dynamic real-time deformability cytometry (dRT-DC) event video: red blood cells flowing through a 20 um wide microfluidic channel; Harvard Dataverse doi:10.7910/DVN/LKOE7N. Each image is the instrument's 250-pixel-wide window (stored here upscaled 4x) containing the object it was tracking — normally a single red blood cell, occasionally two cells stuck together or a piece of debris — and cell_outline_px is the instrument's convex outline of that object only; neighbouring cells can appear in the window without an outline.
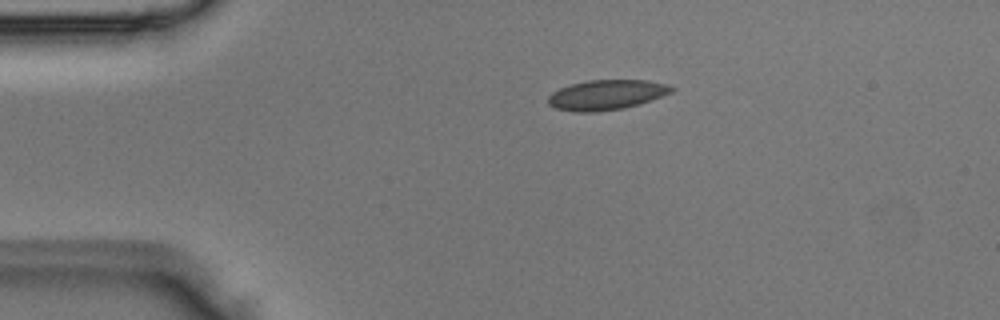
{"species": "Egyptian fruit bat (a non-hibernating species)", "species_latin": "Rousettus aegyptiacus", "temperature_condition": "room temperature", "stored_images_in_passage": 3, "segment_of_instrument_passage": [1, 2], "camera_frame_rate_fps": 3000, "um_per_image_px": 0.085, "animal": {"sex": "male"}, "frame": {"image": 1, "passage_image": 1, "time_ms": 0.0, "image_size_px": [1000, 320], "cell_outline_px": [[676, 88], [672, 92], [624, 108], [596, 112], [576, 112], [556, 108], [548, 104], [548, 96], [552, 92], [560, 88], [572, 84], [588, 80], [648, 80], [668, 84]], "centroid_in_image_um": [51.53, 8.05], "position_along_channel_um": 33.5, "area_um2": 21.39}}